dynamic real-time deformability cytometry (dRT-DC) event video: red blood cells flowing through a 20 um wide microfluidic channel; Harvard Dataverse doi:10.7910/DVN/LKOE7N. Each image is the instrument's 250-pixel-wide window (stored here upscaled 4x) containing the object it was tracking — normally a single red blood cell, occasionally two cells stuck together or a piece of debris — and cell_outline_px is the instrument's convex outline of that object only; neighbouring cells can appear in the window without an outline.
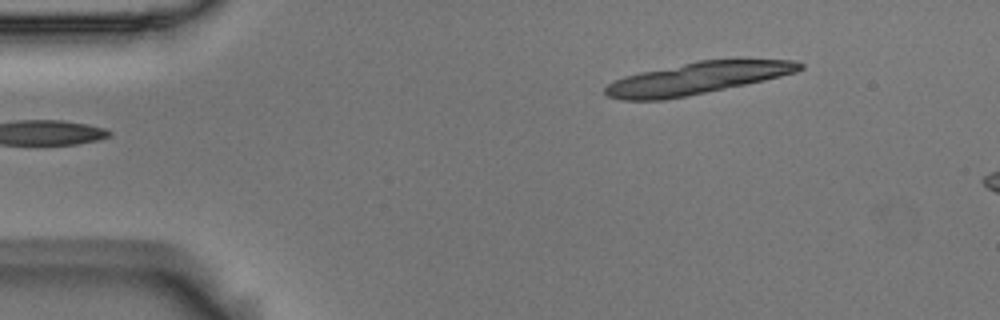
{"species": "Egyptian fruit bat (a non-hibernating species)", "species_latin": "Rousettus aegyptiacus", "temperature_condition": "room temperature", "stored_images_in_passage": 5, "segment_of_instrument_passage": [2, 2], "camera_frame_rate_fps": 3000, "um_per_image_px": 0.085, "animal": {"sex": "male"}, "frame": {"image": 1, "passage_image": 5, "time_ms": 1.333, "image_size_px": [1000, 320], "cell_outline_px": [[804, 68], [796, 72], [764, 80], [688, 96], [668, 100], [620, 100], [608, 96], [604, 92], [604, 88], [612, 80], [624, 76], [640, 72], [700, 60], [796, 60], [804, 64]], "centroid_in_image_um": [59.21, 6.66], "position_along_channel_um": 25.8, "area_um2": 36.01}}